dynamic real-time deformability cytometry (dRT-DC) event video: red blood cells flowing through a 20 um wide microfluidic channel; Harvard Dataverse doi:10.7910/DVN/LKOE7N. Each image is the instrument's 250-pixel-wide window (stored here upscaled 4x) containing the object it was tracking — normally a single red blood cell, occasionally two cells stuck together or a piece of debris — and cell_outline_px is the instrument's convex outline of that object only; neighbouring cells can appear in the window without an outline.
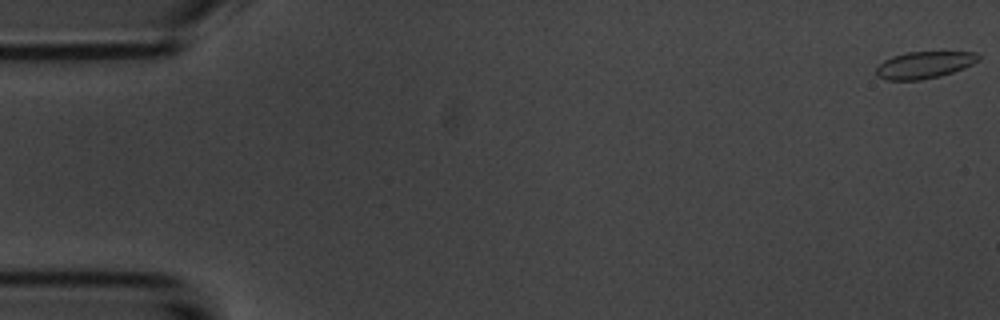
{"species": "common noctule bat (a hibernating species)", "species_latin": "Nyctalus noctula", "temperature_condition": "room temperature", "stored_images_in_passage": 55, "camera_frame_rate_fps": 3000, "um_per_image_px": 0.085, "animal": {"sex": "male", "body_mass_g": 20.1, "forearm_length_mm": 53.5}, "frame": {"image": 1, "passage_image": 1, "time_ms": 0.0, "image_size_px": [1000, 320], "cell_outline_px": [[980, 60], [964, 68], [940, 76], [920, 80], [884, 80], [876, 76], [876, 68], [884, 60], [892, 56], [908, 52], [976, 52], [980, 56]], "centroid_in_image_um": [78.55, 5.52], "position_along_channel_um": 6.5, "area_um2": 16.07}}
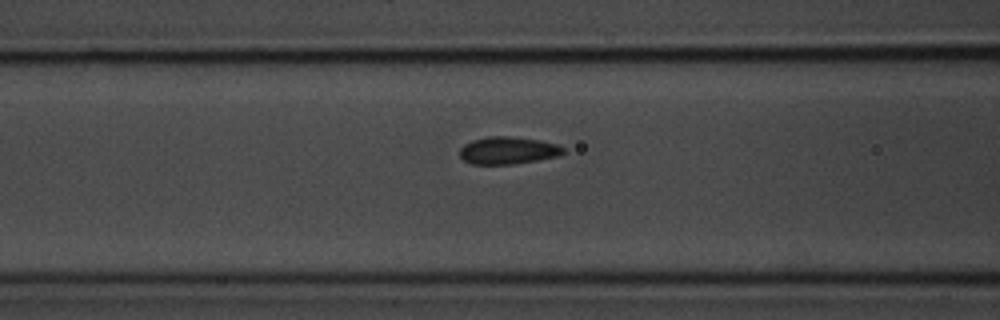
{"frame": {"image": 2, "passage_image": 22, "time_ms": 7.0, "image_size_px": [1000, 320], "cell_outline_px": [[564, 152], [560, 156], [512, 164], [472, 164], [464, 160], [460, 156], [460, 148], [464, 144], [472, 140], [488, 136], [508, 136], [540, 140], [556, 144], [564, 148]], "centroid_in_image_um": [43.17, 12.78], "position_along_channel_um": 123.4, "area_um2": 16.47}}
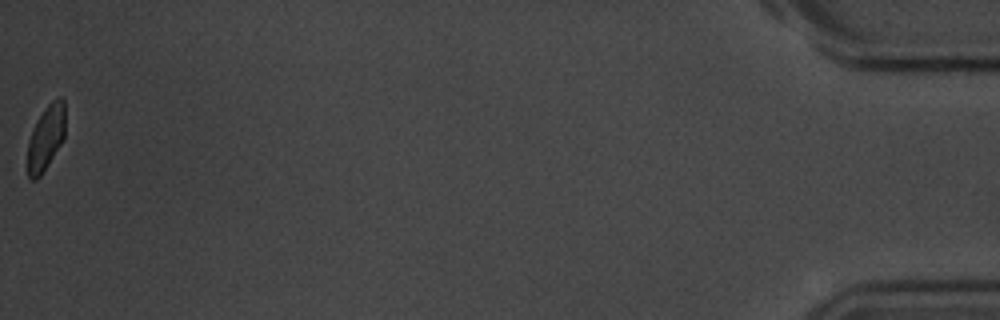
{"frame": {"image": 3, "passage_image": 55, "time_ms": 18.0, "image_size_px": [1000, 320], "cell_outline_px": [[64, 136], [60, 144], [48, 164], [40, 176], [36, 180], [32, 180], [28, 176], [28, 140], [44, 108], [52, 100], [60, 96], [64, 96]], "centroid_in_image_um": [3.91, 11.69], "position_along_channel_um": 431.3, "area_um2": 13.93}, "authors_computed_cell_mechanics": {"area_um2": 16.5308, "velocity_mm_per_s": 3.7041, "shape_relaxation_time_tau1_ms": 2.5163, "shape_relaxation_time_tau2_ms": null, "deformation_change_tau1": 0.086, "deformation_change_tau2": null}}